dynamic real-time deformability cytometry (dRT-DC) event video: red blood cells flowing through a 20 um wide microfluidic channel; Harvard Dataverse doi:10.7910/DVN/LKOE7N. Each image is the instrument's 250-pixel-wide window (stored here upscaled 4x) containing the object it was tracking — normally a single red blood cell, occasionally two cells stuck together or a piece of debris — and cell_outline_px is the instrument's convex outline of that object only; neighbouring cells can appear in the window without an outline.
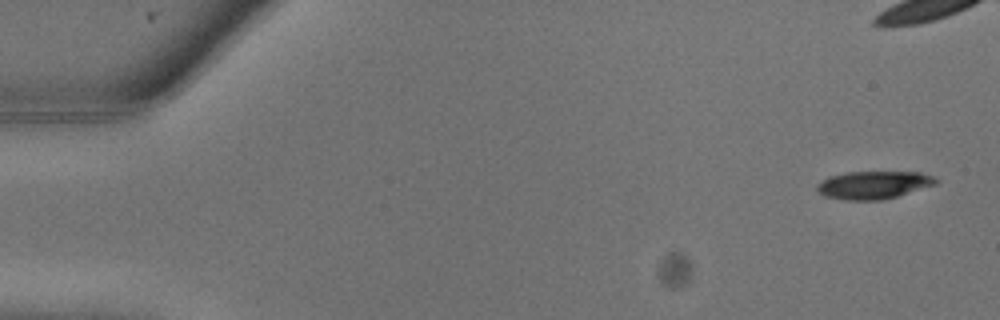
{"species": "common noctule bat (a hibernating species)", "species_latin": "Nyctalus noctula", "temperature_condition": "warm", "stored_images_in_passage": 10, "camera_frame_rate_fps": 3000, "um_per_image_px": 0.085, "animal": {"sex": "male", "body_mass_g": 13.3}, "frame": {"image": 1, "passage_image": 1, "time_ms": 0.0, "image_size_px": [1000, 320], "cell_outline_px": [[940, 180], [936, 184], [884, 200], [848, 200], [824, 196], [816, 188], [816, 184], [820, 180], [828, 176], [848, 172], [920, 172], [932, 176]], "centroid_in_image_um": [74.23, 15.72], "position_along_channel_um": 10.8, "area_um2": 19.31}}